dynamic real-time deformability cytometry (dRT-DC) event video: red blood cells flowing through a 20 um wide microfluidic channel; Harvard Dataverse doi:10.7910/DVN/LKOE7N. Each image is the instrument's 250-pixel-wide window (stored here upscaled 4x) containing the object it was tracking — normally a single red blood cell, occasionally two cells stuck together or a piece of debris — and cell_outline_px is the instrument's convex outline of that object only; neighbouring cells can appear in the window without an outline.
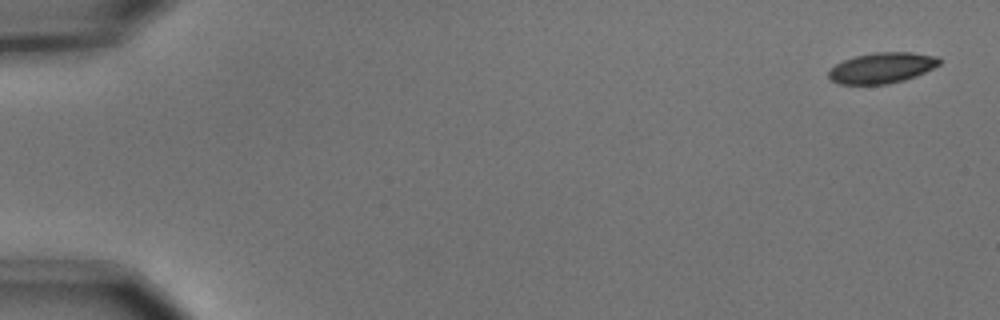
{"species": "common noctule bat (a hibernating species)", "species_latin": "Nyctalus noctula", "temperature_condition": "cold", "stored_images_in_passage": 11, "camera_frame_rate_fps": 3000, "um_per_image_px": 0.085, "animal": {"sex": "male", "body_mass_g": 15.6}, "frame": {"image": 1, "passage_image": 1, "time_ms": 0.0, "image_size_px": [1000, 320], "cell_outline_px": [[940, 64], [916, 76], [904, 80], [888, 84], [840, 84], [832, 80], [828, 76], [828, 72], [836, 64], [844, 60], [856, 56], [876, 52], [912, 52], [936, 56], [940, 60]], "centroid_in_image_um": [74.97, 5.77], "position_along_channel_um": 10.0, "area_um2": 19.59}}
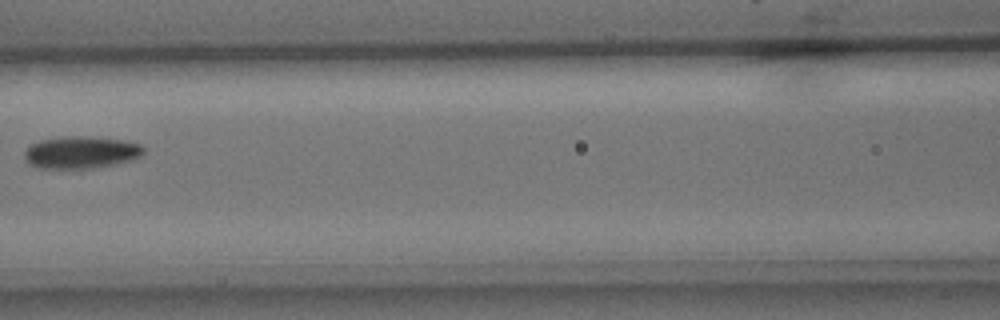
{"frame": {"image": 2, "passage_image": 7, "time_ms": 2.0, "image_size_px": [1000, 320], "cell_outline_px": [[144, 152], [140, 156], [132, 160], [116, 164], [92, 168], [36, 168], [28, 164], [24, 156], [24, 152], [32, 144], [40, 140], [64, 136], [80, 136], [124, 140], [140, 144], [144, 148]], "centroid_in_image_um": [6.88, 12.96], "position_along_channel_um": 159.7, "area_um2": 22.37}}
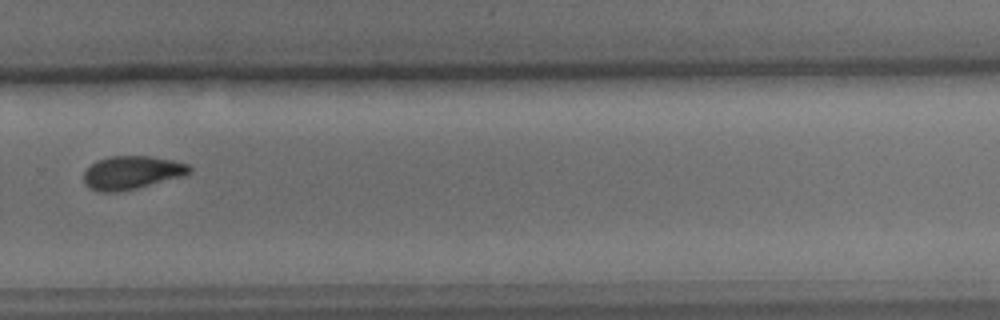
{"frame": {"image": 3, "passage_image": 11, "time_ms": 3.333, "image_size_px": [1000, 320], "cell_outline_px": [[192, 172], [184, 176], [136, 188], [116, 192], [96, 192], [88, 188], [84, 184], [84, 172], [96, 160], [112, 156], [152, 156], [172, 160], [188, 164], [192, 168]], "centroid_in_image_um": [11.2, 14.67], "position_along_channel_um": 318.6, "area_um2": 20.63}}